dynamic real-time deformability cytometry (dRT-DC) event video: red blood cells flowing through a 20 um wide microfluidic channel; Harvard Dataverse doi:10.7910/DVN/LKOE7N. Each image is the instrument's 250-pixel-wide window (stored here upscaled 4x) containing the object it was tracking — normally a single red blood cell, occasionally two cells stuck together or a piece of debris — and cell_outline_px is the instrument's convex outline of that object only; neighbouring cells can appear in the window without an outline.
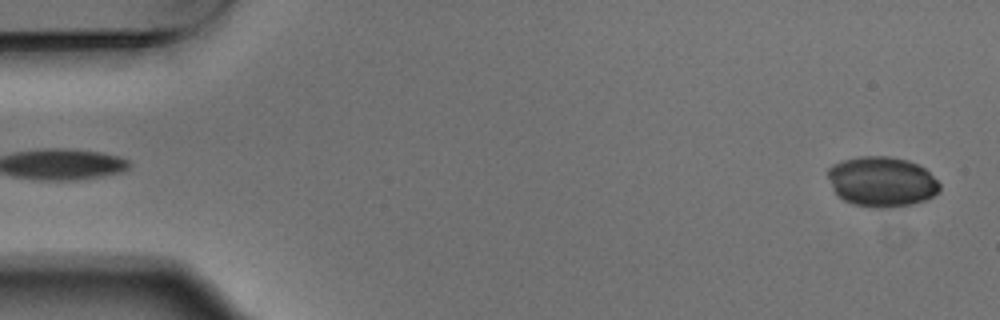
{"species": "Egyptian fruit bat (a non-hibernating species)", "species_latin": "Rousettus aegyptiacus", "temperature_condition": "warm", "stored_images_in_passage": 3, "segment_of_instrument_passage": [2, 2], "camera_frame_rate_fps": 3000, "um_per_image_px": 0.085, "animal": {"sex": "male"}, "frame": {"image": 1, "passage_image": 3, "time_ms": 0.667, "image_size_px": [1000, 320], "cell_outline_px": [[940, 192], [924, 200], [912, 204], [892, 208], [872, 208], [856, 204], [844, 200], [832, 188], [828, 176], [828, 168], [832, 164], [844, 160], [860, 156], [888, 156], [908, 160], [924, 168], [940, 184]], "centroid_in_image_um": [74.95, 15.44], "position_along_channel_um": 10.0, "area_um2": 32.6}}